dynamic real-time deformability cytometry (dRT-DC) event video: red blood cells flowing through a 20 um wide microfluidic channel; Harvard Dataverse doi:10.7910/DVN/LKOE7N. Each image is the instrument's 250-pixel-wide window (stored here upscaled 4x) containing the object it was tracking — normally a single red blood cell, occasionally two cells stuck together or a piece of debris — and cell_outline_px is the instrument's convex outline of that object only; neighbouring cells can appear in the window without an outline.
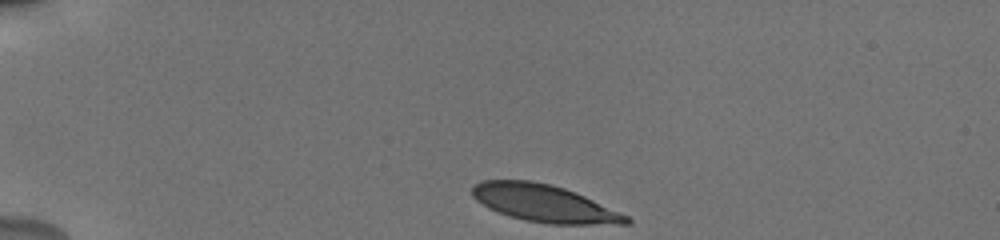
{"species": "human", "species_latin": "Homo sapiens", "temperature_condition": "cold", "stored_images_in_passage": 37, "camera_frame_rate_fps": 3000, "um_per_image_px": 0.085, "donor": {"sex": "male"}, "frame": {"image": 1, "passage_image": 1, "time_ms": 0.0, "image_size_px": [1000, 240], "cell_outline_px": [[632, 224], [548, 224], [528, 220], [512, 216], [488, 208], [476, 200], [472, 196], [472, 184], [480, 180], [528, 180], [552, 184], [576, 192], [628, 216], [632, 220]], "centroid_in_image_um": [46.25, 17.27], "position_along_channel_um": 38.8, "area_um2": 33.35}}
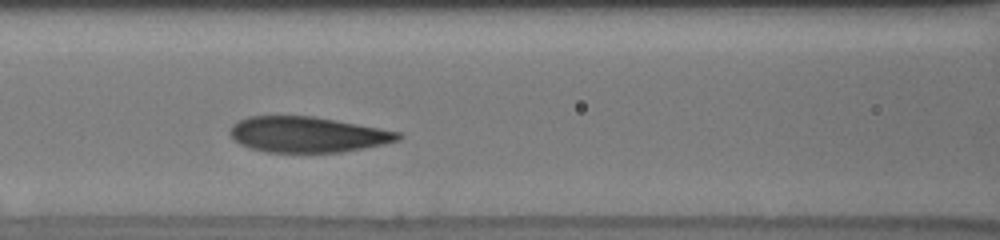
{"frame": {"image": 2, "passage_image": 14, "time_ms": 4.333, "image_size_px": [1000, 240], "cell_outline_px": [[404, 136], [400, 140], [384, 144], [364, 148], [340, 152], [264, 152], [240, 144], [228, 132], [232, 124], [248, 116], [316, 116], [380, 128], [400, 132]], "centroid_in_image_um": [26.16, 11.43], "position_along_channel_um": 140.4, "area_um2": 34.97}}
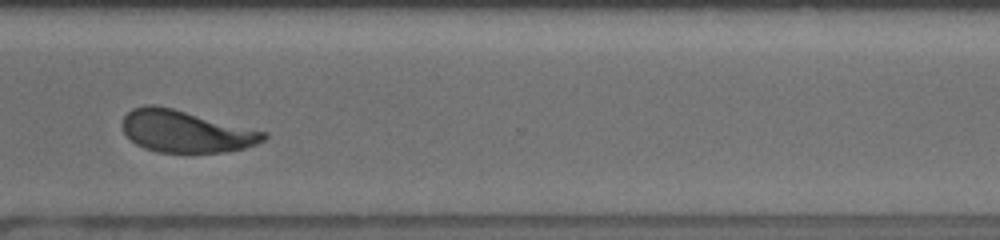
{"frame": {"image": 3, "passage_image": 31, "time_ms": 10.0, "image_size_px": [1000, 240], "cell_outline_px": [[268, 136], [264, 140], [256, 144], [244, 148], [224, 152], [160, 152], [144, 148], [136, 144], [124, 132], [120, 124], [124, 116], [132, 108], [144, 104], [156, 104], [268, 132]], "centroid_in_image_um": [15.77, 11.15], "position_along_channel_um": 354.8, "area_um2": 34.62}, "authors_computed_cell_mechanics": {"area_um2": 35.4314, "velocity_mm_per_s": 3.7832, "shape_relaxation_time_tau1_ms": 2.8848, "shape_relaxation_time_tau2_ms": 1.0082, "deformation_change_tau1": 0.1259, "deformation_change_tau2": 0.0579}}